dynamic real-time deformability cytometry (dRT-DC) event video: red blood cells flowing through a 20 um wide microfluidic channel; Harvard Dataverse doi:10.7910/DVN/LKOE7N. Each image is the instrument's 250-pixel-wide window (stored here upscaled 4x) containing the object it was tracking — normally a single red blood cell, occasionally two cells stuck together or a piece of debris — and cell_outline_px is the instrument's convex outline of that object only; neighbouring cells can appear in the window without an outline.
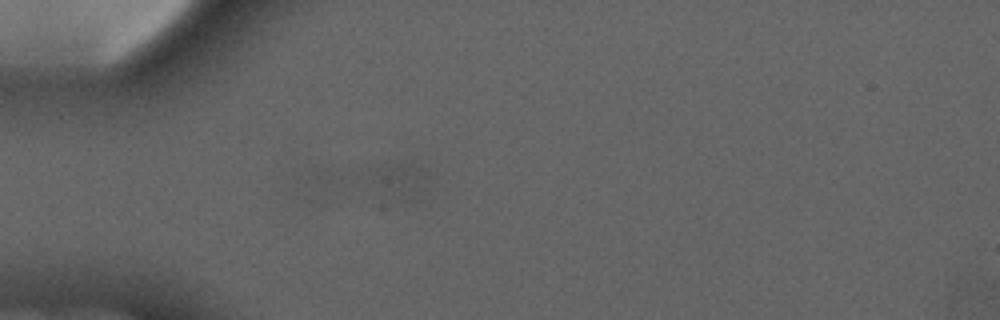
{"species": "common noctule bat (a hibernating species)", "species_latin": "Nyctalus noctula", "temperature_condition": "cold", "stored_images_in_passage": 3, "camera_frame_rate_fps": 3000, "um_per_image_px": 0.085, "animal": {"sex": "male", "forearm_length_mm": 52.5}, "frame": {"image": 1, "passage_image": 3, "time_ms": 2.333, "image_size_px": [1000, 320], "cell_outline_px": [[436, 180], [408, 200], [392, 204], [380, 200], [372, 180], [368, 168], [404, 160], [420, 164], [432, 172]], "centroid_in_image_um": [34.02, 15.34], "position_along_channel_um": 51.0, "area_um2": 14.28}}